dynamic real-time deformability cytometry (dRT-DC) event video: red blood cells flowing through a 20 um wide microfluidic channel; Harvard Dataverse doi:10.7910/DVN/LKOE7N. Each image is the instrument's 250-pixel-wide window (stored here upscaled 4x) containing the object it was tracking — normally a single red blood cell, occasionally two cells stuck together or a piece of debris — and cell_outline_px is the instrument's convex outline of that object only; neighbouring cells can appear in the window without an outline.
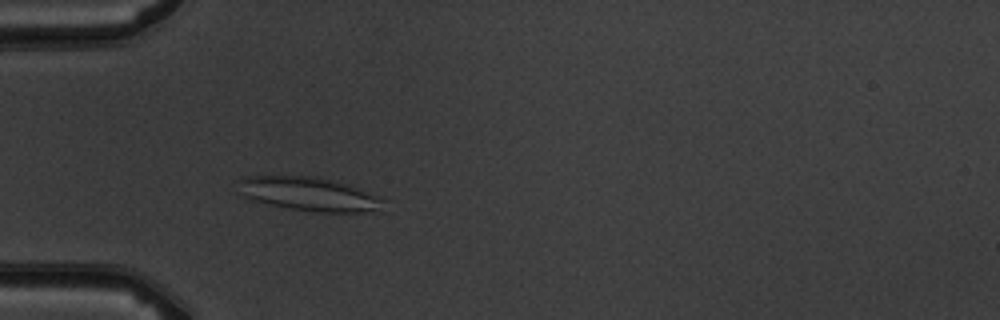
{"species": "common noctule bat (a hibernating species)", "species_latin": "Nyctalus noctula", "temperature_condition": "warm", "stored_images_in_passage": 4, "camera_frame_rate_fps": 3000, "um_per_image_px": 0.085, "animal": {"sex": "male", "body_mass_g": 19.5, "forearm_length_mm": 54.6}, "frame": {"image": 1, "passage_image": 4, "time_ms": 3.333, "image_size_px": [1000, 320], "cell_outline_px": [[384, 200], [372, 208], [360, 212], [316, 212], [268, 204], [244, 196], [236, 192], [236, 180], [240, 176], [320, 176], [348, 184], [360, 188], [380, 196]], "centroid_in_image_um": [26.12, 16.44], "position_along_channel_um": 58.9, "area_um2": 28.44}}